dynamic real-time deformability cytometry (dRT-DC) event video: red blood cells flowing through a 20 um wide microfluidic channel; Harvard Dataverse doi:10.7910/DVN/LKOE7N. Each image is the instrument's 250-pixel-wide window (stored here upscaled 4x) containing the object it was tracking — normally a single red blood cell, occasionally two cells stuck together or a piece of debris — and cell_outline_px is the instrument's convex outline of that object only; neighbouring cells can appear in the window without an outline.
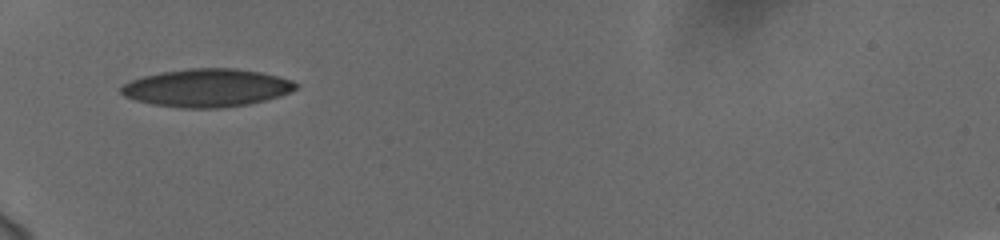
{"species": "human", "species_latin": "Homo sapiens", "temperature_condition": "cold", "stored_images_in_passage": 36, "camera_frame_rate_fps": 3000, "um_per_image_px": 0.085, "donor": {"sex": "female"}, "frame": {"image": 1, "passage_image": 1, "time_ms": 0.0, "image_size_px": [1000, 240], "cell_outline_px": [[296, 88], [280, 96], [248, 104], [224, 108], [180, 108], [152, 104], [136, 100], [124, 96], [120, 92], [120, 88], [128, 80], [160, 72], [188, 68], [236, 68], [260, 72], [292, 80], [296, 84]], "centroid_in_image_um": [17.53, 7.47], "position_along_channel_um": 67.5, "area_um2": 38.67}}
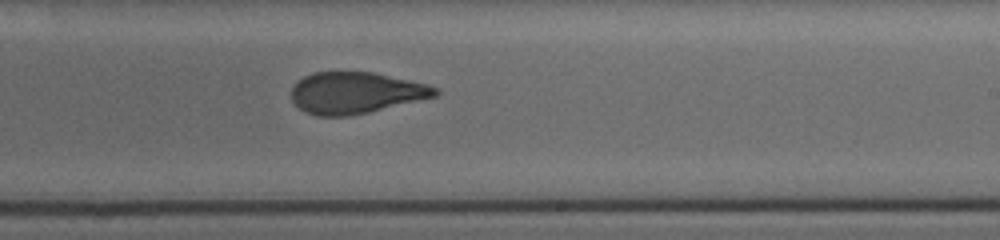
{"frame": {"image": 2, "passage_image": 17, "time_ms": 5.333, "image_size_px": [1000, 240], "cell_outline_px": [[440, 92], [436, 96], [368, 112], [348, 116], [320, 116], [304, 112], [292, 100], [292, 88], [304, 76], [312, 72], [376, 72], [428, 84], [440, 88]], "centroid_in_image_um": [30.26, 7.88], "position_along_channel_um": 258.7, "area_um2": 34.68}}
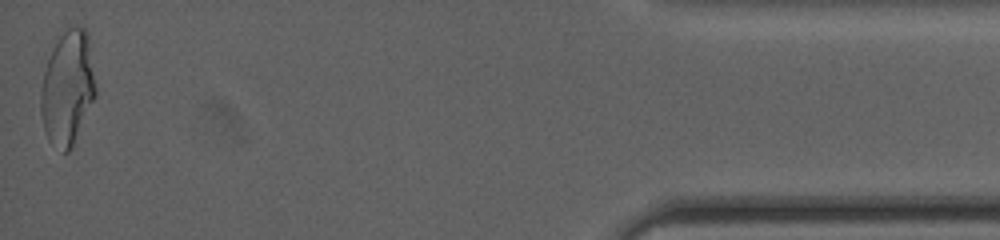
{"frame": {"image": 3, "passage_image": 36, "time_ms": 11.667, "image_size_px": [1000, 240], "cell_outline_px": [[96, 96], [68, 152], [64, 152], [48, 140], [44, 128], [40, 112], [40, 88], [44, 72], [48, 60], [60, 36], [68, 28], [76, 24], [84, 28], [88, 32], [96, 88]], "centroid_in_image_um": [5.75, 7.45], "position_along_channel_um": 429.5, "area_um2": 36.13}, "authors_computed_cell_mechanics": {"area_um2": 36.0383, "velocity_mm_per_s": 3.7463, "shape_relaxation_time_tau1_ms": 5.7662, "shape_relaxation_time_tau2_ms": 1.5742, "deformation_change_tau1": 0.1764, "deformation_change_tau2": 0.0788}}